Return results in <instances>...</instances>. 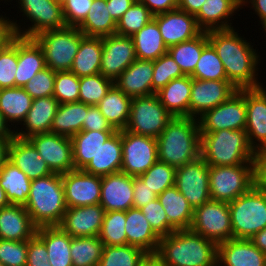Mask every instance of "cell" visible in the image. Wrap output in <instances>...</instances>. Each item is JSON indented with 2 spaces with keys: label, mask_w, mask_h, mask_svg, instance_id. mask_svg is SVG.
Segmentation results:
<instances>
[{
  "label": "cell",
  "mask_w": 266,
  "mask_h": 266,
  "mask_svg": "<svg viewBox=\"0 0 266 266\" xmlns=\"http://www.w3.org/2000/svg\"><path fill=\"white\" fill-rule=\"evenodd\" d=\"M79 81V102L89 106H97L114 85L113 80L101 73L80 77Z\"/></svg>",
  "instance_id": "49"
},
{
  "label": "cell",
  "mask_w": 266,
  "mask_h": 266,
  "mask_svg": "<svg viewBox=\"0 0 266 266\" xmlns=\"http://www.w3.org/2000/svg\"><path fill=\"white\" fill-rule=\"evenodd\" d=\"M174 185L193 209L211 200L209 166L201 157L176 168Z\"/></svg>",
  "instance_id": "14"
},
{
  "label": "cell",
  "mask_w": 266,
  "mask_h": 266,
  "mask_svg": "<svg viewBox=\"0 0 266 266\" xmlns=\"http://www.w3.org/2000/svg\"><path fill=\"white\" fill-rule=\"evenodd\" d=\"M109 13L106 0H93L87 17L77 28L89 37L113 35L116 32V22Z\"/></svg>",
  "instance_id": "42"
},
{
  "label": "cell",
  "mask_w": 266,
  "mask_h": 266,
  "mask_svg": "<svg viewBox=\"0 0 266 266\" xmlns=\"http://www.w3.org/2000/svg\"><path fill=\"white\" fill-rule=\"evenodd\" d=\"M115 131H80L71 140L75 170H83Z\"/></svg>",
  "instance_id": "37"
},
{
  "label": "cell",
  "mask_w": 266,
  "mask_h": 266,
  "mask_svg": "<svg viewBox=\"0 0 266 266\" xmlns=\"http://www.w3.org/2000/svg\"><path fill=\"white\" fill-rule=\"evenodd\" d=\"M18 3L20 12H23L22 15L26 16L32 25L28 26V29L21 30L17 21L9 20L14 35L33 38L45 30L66 26L62 6L54 0H18Z\"/></svg>",
  "instance_id": "10"
},
{
  "label": "cell",
  "mask_w": 266,
  "mask_h": 266,
  "mask_svg": "<svg viewBox=\"0 0 266 266\" xmlns=\"http://www.w3.org/2000/svg\"><path fill=\"white\" fill-rule=\"evenodd\" d=\"M134 176L122 171L101 177L99 204L106 211H127L133 207Z\"/></svg>",
  "instance_id": "20"
},
{
  "label": "cell",
  "mask_w": 266,
  "mask_h": 266,
  "mask_svg": "<svg viewBox=\"0 0 266 266\" xmlns=\"http://www.w3.org/2000/svg\"><path fill=\"white\" fill-rule=\"evenodd\" d=\"M258 88L266 95V87L264 89L263 85L260 84Z\"/></svg>",
  "instance_id": "72"
},
{
  "label": "cell",
  "mask_w": 266,
  "mask_h": 266,
  "mask_svg": "<svg viewBox=\"0 0 266 266\" xmlns=\"http://www.w3.org/2000/svg\"><path fill=\"white\" fill-rule=\"evenodd\" d=\"M154 15L141 2L135 1L116 23L115 34L131 37L140 31Z\"/></svg>",
  "instance_id": "48"
},
{
  "label": "cell",
  "mask_w": 266,
  "mask_h": 266,
  "mask_svg": "<svg viewBox=\"0 0 266 266\" xmlns=\"http://www.w3.org/2000/svg\"><path fill=\"white\" fill-rule=\"evenodd\" d=\"M245 131L254 151L266 148V95L259 88L246 89Z\"/></svg>",
  "instance_id": "22"
},
{
  "label": "cell",
  "mask_w": 266,
  "mask_h": 266,
  "mask_svg": "<svg viewBox=\"0 0 266 266\" xmlns=\"http://www.w3.org/2000/svg\"><path fill=\"white\" fill-rule=\"evenodd\" d=\"M132 37L136 57L139 60L155 61L167 53L157 22L152 19Z\"/></svg>",
  "instance_id": "38"
},
{
  "label": "cell",
  "mask_w": 266,
  "mask_h": 266,
  "mask_svg": "<svg viewBox=\"0 0 266 266\" xmlns=\"http://www.w3.org/2000/svg\"><path fill=\"white\" fill-rule=\"evenodd\" d=\"M253 175L254 186L266 190V148L255 151Z\"/></svg>",
  "instance_id": "60"
},
{
  "label": "cell",
  "mask_w": 266,
  "mask_h": 266,
  "mask_svg": "<svg viewBox=\"0 0 266 266\" xmlns=\"http://www.w3.org/2000/svg\"><path fill=\"white\" fill-rule=\"evenodd\" d=\"M132 98L113 85L97 107L116 131L124 130L129 119Z\"/></svg>",
  "instance_id": "36"
},
{
  "label": "cell",
  "mask_w": 266,
  "mask_h": 266,
  "mask_svg": "<svg viewBox=\"0 0 266 266\" xmlns=\"http://www.w3.org/2000/svg\"><path fill=\"white\" fill-rule=\"evenodd\" d=\"M132 245L104 246L98 266H138L147 255Z\"/></svg>",
  "instance_id": "45"
},
{
  "label": "cell",
  "mask_w": 266,
  "mask_h": 266,
  "mask_svg": "<svg viewBox=\"0 0 266 266\" xmlns=\"http://www.w3.org/2000/svg\"><path fill=\"white\" fill-rule=\"evenodd\" d=\"M36 231L25 206L10 204L0 209V239L25 241L33 238Z\"/></svg>",
  "instance_id": "26"
},
{
  "label": "cell",
  "mask_w": 266,
  "mask_h": 266,
  "mask_svg": "<svg viewBox=\"0 0 266 266\" xmlns=\"http://www.w3.org/2000/svg\"><path fill=\"white\" fill-rule=\"evenodd\" d=\"M11 140H0V170L8 160V148Z\"/></svg>",
  "instance_id": "70"
},
{
  "label": "cell",
  "mask_w": 266,
  "mask_h": 266,
  "mask_svg": "<svg viewBox=\"0 0 266 266\" xmlns=\"http://www.w3.org/2000/svg\"><path fill=\"white\" fill-rule=\"evenodd\" d=\"M158 161L175 168L200 157L199 121L192 117H173L157 137Z\"/></svg>",
  "instance_id": "3"
},
{
  "label": "cell",
  "mask_w": 266,
  "mask_h": 266,
  "mask_svg": "<svg viewBox=\"0 0 266 266\" xmlns=\"http://www.w3.org/2000/svg\"><path fill=\"white\" fill-rule=\"evenodd\" d=\"M143 3L155 16L178 9L179 0H137Z\"/></svg>",
  "instance_id": "62"
},
{
  "label": "cell",
  "mask_w": 266,
  "mask_h": 266,
  "mask_svg": "<svg viewBox=\"0 0 266 266\" xmlns=\"http://www.w3.org/2000/svg\"><path fill=\"white\" fill-rule=\"evenodd\" d=\"M59 102L54 96L37 98L32 101L23 124L26 131H14L18 138L27 139L32 135L50 132L53 118L58 109Z\"/></svg>",
  "instance_id": "27"
},
{
  "label": "cell",
  "mask_w": 266,
  "mask_h": 266,
  "mask_svg": "<svg viewBox=\"0 0 266 266\" xmlns=\"http://www.w3.org/2000/svg\"><path fill=\"white\" fill-rule=\"evenodd\" d=\"M153 19L157 22L167 48L191 40L202 32L195 15L180 9L155 15Z\"/></svg>",
  "instance_id": "19"
},
{
  "label": "cell",
  "mask_w": 266,
  "mask_h": 266,
  "mask_svg": "<svg viewBox=\"0 0 266 266\" xmlns=\"http://www.w3.org/2000/svg\"><path fill=\"white\" fill-rule=\"evenodd\" d=\"M36 236L45 244L51 266H73L71 236L59 226L37 228Z\"/></svg>",
  "instance_id": "34"
},
{
  "label": "cell",
  "mask_w": 266,
  "mask_h": 266,
  "mask_svg": "<svg viewBox=\"0 0 266 266\" xmlns=\"http://www.w3.org/2000/svg\"><path fill=\"white\" fill-rule=\"evenodd\" d=\"M234 239H250L266 228V190L252 186L228 203Z\"/></svg>",
  "instance_id": "6"
},
{
  "label": "cell",
  "mask_w": 266,
  "mask_h": 266,
  "mask_svg": "<svg viewBox=\"0 0 266 266\" xmlns=\"http://www.w3.org/2000/svg\"><path fill=\"white\" fill-rule=\"evenodd\" d=\"M192 77L171 80L156 94L161 104L173 117H189V101L191 97Z\"/></svg>",
  "instance_id": "33"
},
{
  "label": "cell",
  "mask_w": 266,
  "mask_h": 266,
  "mask_svg": "<svg viewBox=\"0 0 266 266\" xmlns=\"http://www.w3.org/2000/svg\"><path fill=\"white\" fill-rule=\"evenodd\" d=\"M103 247L98 236L71 237L70 254L73 266H98Z\"/></svg>",
  "instance_id": "44"
},
{
  "label": "cell",
  "mask_w": 266,
  "mask_h": 266,
  "mask_svg": "<svg viewBox=\"0 0 266 266\" xmlns=\"http://www.w3.org/2000/svg\"><path fill=\"white\" fill-rule=\"evenodd\" d=\"M93 0H67L63 5L66 26L78 27L87 17Z\"/></svg>",
  "instance_id": "57"
},
{
  "label": "cell",
  "mask_w": 266,
  "mask_h": 266,
  "mask_svg": "<svg viewBox=\"0 0 266 266\" xmlns=\"http://www.w3.org/2000/svg\"><path fill=\"white\" fill-rule=\"evenodd\" d=\"M102 51L103 37L84 36L70 71L79 78L100 73Z\"/></svg>",
  "instance_id": "35"
},
{
  "label": "cell",
  "mask_w": 266,
  "mask_h": 266,
  "mask_svg": "<svg viewBox=\"0 0 266 266\" xmlns=\"http://www.w3.org/2000/svg\"><path fill=\"white\" fill-rule=\"evenodd\" d=\"M0 263L3 266H27V240L0 239Z\"/></svg>",
  "instance_id": "55"
},
{
  "label": "cell",
  "mask_w": 266,
  "mask_h": 266,
  "mask_svg": "<svg viewBox=\"0 0 266 266\" xmlns=\"http://www.w3.org/2000/svg\"><path fill=\"white\" fill-rule=\"evenodd\" d=\"M8 126L10 127L0 113V140H11L15 136V130H11Z\"/></svg>",
  "instance_id": "68"
},
{
  "label": "cell",
  "mask_w": 266,
  "mask_h": 266,
  "mask_svg": "<svg viewBox=\"0 0 266 266\" xmlns=\"http://www.w3.org/2000/svg\"><path fill=\"white\" fill-rule=\"evenodd\" d=\"M254 155L245 129L200 133V157L208 166L253 165Z\"/></svg>",
  "instance_id": "4"
},
{
  "label": "cell",
  "mask_w": 266,
  "mask_h": 266,
  "mask_svg": "<svg viewBox=\"0 0 266 266\" xmlns=\"http://www.w3.org/2000/svg\"><path fill=\"white\" fill-rule=\"evenodd\" d=\"M49 263L45 244L36 235L27 240V266H41Z\"/></svg>",
  "instance_id": "58"
},
{
  "label": "cell",
  "mask_w": 266,
  "mask_h": 266,
  "mask_svg": "<svg viewBox=\"0 0 266 266\" xmlns=\"http://www.w3.org/2000/svg\"><path fill=\"white\" fill-rule=\"evenodd\" d=\"M158 161L157 138L122 130L121 171L130 176L145 173Z\"/></svg>",
  "instance_id": "13"
},
{
  "label": "cell",
  "mask_w": 266,
  "mask_h": 266,
  "mask_svg": "<svg viewBox=\"0 0 266 266\" xmlns=\"http://www.w3.org/2000/svg\"><path fill=\"white\" fill-rule=\"evenodd\" d=\"M18 65V36L12 35L0 48V89L14 88Z\"/></svg>",
  "instance_id": "50"
},
{
  "label": "cell",
  "mask_w": 266,
  "mask_h": 266,
  "mask_svg": "<svg viewBox=\"0 0 266 266\" xmlns=\"http://www.w3.org/2000/svg\"><path fill=\"white\" fill-rule=\"evenodd\" d=\"M125 233L127 244L137 246L148 254H156L160 237L153 231L140 208L126 211Z\"/></svg>",
  "instance_id": "30"
},
{
  "label": "cell",
  "mask_w": 266,
  "mask_h": 266,
  "mask_svg": "<svg viewBox=\"0 0 266 266\" xmlns=\"http://www.w3.org/2000/svg\"><path fill=\"white\" fill-rule=\"evenodd\" d=\"M242 6H245V4L251 3V7L256 14L259 16V21L262 23L264 20H266V0H241Z\"/></svg>",
  "instance_id": "65"
},
{
  "label": "cell",
  "mask_w": 266,
  "mask_h": 266,
  "mask_svg": "<svg viewBox=\"0 0 266 266\" xmlns=\"http://www.w3.org/2000/svg\"><path fill=\"white\" fill-rule=\"evenodd\" d=\"M67 208L99 204L101 198V177L72 170L61 174Z\"/></svg>",
  "instance_id": "16"
},
{
  "label": "cell",
  "mask_w": 266,
  "mask_h": 266,
  "mask_svg": "<svg viewBox=\"0 0 266 266\" xmlns=\"http://www.w3.org/2000/svg\"><path fill=\"white\" fill-rule=\"evenodd\" d=\"M53 173L64 174L74 169L73 144L69 137L47 132L27 138Z\"/></svg>",
  "instance_id": "15"
},
{
  "label": "cell",
  "mask_w": 266,
  "mask_h": 266,
  "mask_svg": "<svg viewBox=\"0 0 266 266\" xmlns=\"http://www.w3.org/2000/svg\"><path fill=\"white\" fill-rule=\"evenodd\" d=\"M153 70L154 61L136 59L114 81V85L130 98L153 95Z\"/></svg>",
  "instance_id": "25"
},
{
  "label": "cell",
  "mask_w": 266,
  "mask_h": 266,
  "mask_svg": "<svg viewBox=\"0 0 266 266\" xmlns=\"http://www.w3.org/2000/svg\"><path fill=\"white\" fill-rule=\"evenodd\" d=\"M237 90L228 80L192 78L189 117L198 119L206 111L225 102Z\"/></svg>",
  "instance_id": "18"
},
{
  "label": "cell",
  "mask_w": 266,
  "mask_h": 266,
  "mask_svg": "<svg viewBox=\"0 0 266 266\" xmlns=\"http://www.w3.org/2000/svg\"><path fill=\"white\" fill-rule=\"evenodd\" d=\"M153 231L161 238L169 235V221L158 199L140 208Z\"/></svg>",
  "instance_id": "56"
},
{
  "label": "cell",
  "mask_w": 266,
  "mask_h": 266,
  "mask_svg": "<svg viewBox=\"0 0 266 266\" xmlns=\"http://www.w3.org/2000/svg\"><path fill=\"white\" fill-rule=\"evenodd\" d=\"M137 59L132 37L118 34L103 37L100 73L113 81Z\"/></svg>",
  "instance_id": "17"
},
{
  "label": "cell",
  "mask_w": 266,
  "mask_h": 266,
  "mask_svg": "<svg viewBox=\"0 0 266 266\" xmlns=\"http://www.w3.org/2000/svg\"><path fill=\"white\" fill-rule=\"evenodd\" d=\"M126 211H109L105 213L100 240L104 246L127 245L125 233Z\"/></svg>",
  "instance_id": "46"
},
{
  "label": "cell",
  "mask_w": 266,
  "mask_h": 266,
  "mask_svg": "<svg viewBox=\"0 0 266 266\" xmlns=\"http://www.w3.org/2000/svg\"><path fill=\"white\" fill-rule=\"evenodd\" d=\"M198 121L200 133L245 129L246 89L237 90L225 102L206 111Z\"/></svg>",
  "instance_id": "12"
},
{
  "label": "cell",
  "mask_w": 266,
  "mask_h": 266,
  "mask_svg": "<svg viewBox=\"0 0 266 266\" xmlns=\"http://www.w3.org/2000/svg\"><path fill=\"white\" fill-rule=\"evenodd\" d=\"M33 98L23 87L0 89V113L8 124L22 123L31 108Z\"/></svg>",
  "instance_id": "41"
},
{
  "label": "cell",
  "mask_w": 266,
  "mask_h": 266,
  "mask_svg": "<svg viewBox=\"0 0 266 266\" xmlns=\"http://www.w3.org/2000/svg\"><path fill=\"white\" fill-rule=\"evenodd\" d=\"M261 252L266 254V228L249 239Z\"/></svg>",
  "instance_id": "67"
},
{
  "label": "cell",
  "mask_w": 266,
  "mask_h": 266,
  "mask_svg": "<svg viewBox=\"0 0 266 266\" xmlns=\"http://www.w3.org/2000/svg\"><path fill=\"white\" fill-rule=\"evenodd\" d=\"M87 105L82 102L59 104L50 132L72 138L82 131Z\"/></svg>",
  "instance_id": "40"
},
{
  "label": "cell",
  "mask_w": 266,
  "mask_h": 266,
  "mask_svg": "<svg viewBox=\"0 0 266 266\" xmlns=\"http://www.w3.org/2000/svg\"><path fill=\"white\" fill-rule=\"evenodd\" d=\"M56 72L50 68L39 71L24 86V90L34 99L53 96Z\"/></svg>",
  "instance_id": "54"
},
{
  "label": "cell",
  "mask_w": 266,
  "mask_h": 266,
  "mask_svg": "<svg viewBox=\"0 0 266 266\" xmlns=\"http://www.w3.org/2000/svg\"><path fill=\"white\" fill-rule=\"evenodd\" d=\"M206 0H179L178 9L196 15Z\"/></svg>",
  "instance_id": "64"
},
{
  "label": "cell",
  "mask_w": 266,
  "mask_h": 266,
  "mask_svg": "<svg viewBox=\"0 0 266 266\" xmlns=\"http://www.w3.org/2000/svg\"><path fill=\"white\" fill-rule=\"evenodd\" d=\"M138 266H166L156 254H147Z\"/></svg>",
  "instance_id": "69"
},
{
  "label": "cell",
  "mask_w": 266,
  "mask_h": 266,
  "mask_svg": "<svg viewBox=\"0 0 266 266\" xmlns=\"http://www.w3.org/2000/svg\"><path fill=\"white\" fill-rule=\"evenodd\" d=\"M0 15V48L10 39L13 35L9 18Z\"/></svg>",
  "instance_id": "66"
},
{
  "label": "cell",
  "mask_w": 266,
  "mask_h": 266,
  "mask_svg": "<svg viewBox=\"0 0 266 266\" xmlns=\"http://www.w3.org/2000/svg\"><path fill=\"white\" fill-rule=\"evenodd\" d=\"M25 209L37 228L58 226L67 209L61 174L31 180Z\"/></svg>",
  "instance_id": "5"
},
{
  "label": "cell",
  "mask_w": 266,
  "mask_h": 266,
  "mask_svg": "<svg viewBox=\"0 0 266 266\" xmlns=\"http://www.w3.org/2000/svg\"><path fill=\"white\" fill-rule=\"evenodd\" d=\"M8 160L25 173L30 180L53 173L28 139L16 136L11 139L8 148Z\"/></svg>",
  "instance_id": "24"
},
{
  "label": "cell",
  "mask_w": 266,
  "mask_h": 266,
  "mask_svg": "<svg viewBox=\"0 0 266 266\" xmlns=\"http://www.w3.org/2000/svg\"><path fill=\"white\" fill-rule=\"evenodd\" d=\"M185 76L180 66L168 54L161 55L154 61L152 90L156 94L171 80Z\"/></svg>",
  "instance_id": "52"
},
{
  "label": "cell",
  "mask_w": 266,
  "mask_h": 266,
  "mask_svg": "<svg viewBox=\"0 0 266 266\" xmlns=\"http://www.w3.org/2000/svg\"><path fill=\"white\" fill-rule=\"evenodd\" d=\"M10 205L9 200L7 199L6 192L0 186V209Z\"/></svg>",
  "instance_id": "71"
},
{
  "label": "cell",
  "mask_w": 266,
  "mask_h": 266,
  "mask_svg": "<svg viewBox=\"0 0 266 266\" xmlns=\"http://www.w3.org/2000/svg\"><path fill=\"white\" fill-rule=\"evenodd\" d=\"M54 1L62 6L67 0H54Z\"/></svg>",
  "instance_id": "73"
},
{
  "label": "cell",
  "mask_w": 266,
  "mask_h": 266,
  "mask_svg": "<svg viewBox=\"0 0 266 266\" xmlns=\"http://www.w3.org/2000/svg\"><path fill=\"white\" fill-rule=\"evenodd\" d=\"M190 229L217 245L233 239L228 202L210 200L195 208Z\"/></svg>",
  "instance_id": "11"
},
{
  "label": "cell",
  "mask_w": 266,
  "mask_h": 266,
  "mask_svg": "<svg viewBox=\"0 0 266 266\" xmlns=\"http://www.w3.org/2000/svg\"><path fill=\"white\" fill-rule=\"evenodd\" d=\"M208 41L214 47L224 66L228 81L238 90L258 88L260 56L252 43L238 35L235 28L207 31Z\"/></svg>",
  "instance_id": "1"
},
{
  "label": "cell",
  "mask_w": 266,
  "mask_h": 266,
  "mask_svg": "<svg viewBox=\"0 0 266 266\" xmlns=\"http://www.w3.org/2000/svg\"><path fill=\"white\" fill-rule=\"evenodd\" d=\"M217 266H266V254L248 239H229L217 245Z\"/></svg>",
  "instance_id": "23"
},
{
  "label": "cell",
  "mask_w": 266,
  "mask_h": 266,
  "mask_svg": "<svg viewBox=\"0 0 266 266\" xmlns=\"http://www.w3.org/2000/svg\"><path fill=\"white\" fill-rule=\"evenodd\" d=\"M136 0H106L110 16L117 23Z\"/></svg>",
  "instance_id": "63"
},
{
  "label": "cell",
  "mask_w": 266,
  "mask_h": 266,
  "mask_svg": "<svg viewBox=\"0 0 266 266\" xmlns=\"http://www.w3.org/2000/svg\"><path fill=\"white\" fill-rule=\"evenodd\" d=\"M156 255L166 266H217V244L191 229L161 237Z\"/></svg>",
  "instance_id": "2"
},
{
  "label": "cell",
  "mask_w": 266,
  "mask_h": 266,
  "mask_svg": "<svg viewBox=\"0 0 266 266\" xmlns=\"http://www.w3.org/2000/svg\"><path fill=\"white\" fill-rule=\"evenodd\" d=\"M133 191V207L135 208H142L157 199V195L138 176L134 177Z\"/></svg>",
  "instance_id": "61"
},
{
  "label": "cell",
  "mask_w": 266,
  "mask_h": 266,
  "mask_svg": "<svg viewBox=\"0 0 266 266\" xmlns=\"http://www.w3.org/2000/svg\"><path fill=\"white\" fill-rule=\"evenodd\" d=\"M209 43L207 31H202L195 38L173 45L167 53L180 66L185 75H191L197 65L203 48Z\"/></svg>",
  "instance_id": "43"
},
{
  "label": "cell",
  "mask_w": 266,
  "mask_h": 266,
  "mask_svg": "<svg viewBox=\"0 0 266 266\" xmlns=\"http://www.w3.org/2000/svg\"><path fill=\"white\" fill-rule=\"evenodd\" d=\"M105 213L100 204L67 208L58 226L71 237L99 236Z\"/></svg>",
  "instance_id": "21"
},
{
  "label": "cell",
  "mask_w": 266,
  "mask_h": 266,
  "mask_svg": "<svg viewBox=\"0 0 266 266\" xmlns=\"http://www.w3.org/2000/svg\"><path fill=\"white\" fill-rule=\"evenodd\" d=\"M43 50L34 38L18 36V65L15 87H23L39 71L45 69Z\"/></svg>",
  "instance_id": "29"
},
{
  "label": "cell",
  "mask_w": 266,
  "mask_h": 266,
  "mask_svg": "<svg viewBox=\"0 0 266 266\" xmlns=\"http://www.w3.org/2000/svg\"><path fill=\"white\" fill-rule=\"evenodd\" d=\"M239 8H243L241 0H206L195 19L202 31L231 29L234 27L228 21Z\"/></svg>",
  "instance_id": "28"
},
{
  "label": "cell",
  "mask_w": 266,
  "mask_h": 266,
  "mask_svg": "<svg viewBox=\"0 0 266 266\" xmlns=\"http://www.w3.org/2000/svg\"><path fill=\"white\" fill-rule=\"evenodd\" d=\"M190 76L201 80H228L222 61L210 43L203 48L196 68Z\"/></svg>",
  "instance_id": "47"
},
{
  "label": "cell",
  "mask_w": 266,
  "mask_h": 266,
  "mask_svg": "<svg viewBox=\"0 0 266 266\" xmlns=\"http://www.w3.org/2000/svg\"><path fill=\"white\" fill-rule=\"evenodd\" d=\"M84 36L77 27L65 26L60 29L45 30L33 38L43 50L47 68L56 72L71 70L80 41Z\"/></svg>",
  "instance_id": "7"
},
{
  "label": "cell",
  "mask_w": 266,
  "mask_h": 266,
  "mask_svg": "<svg viewBox=\"0 0 266 266\" xmlns=\"http://www.w3.org/2000/svg\"><path fill=\"white\" fill-rule=\"evenodd\" d=\"M172 118L157 94L135 97L132 98L130 115L124 130L157 138Z\"/></svg>",
  "instance_id": "8"
},
{
  "label": "cell",
  "mask_w": 266,
  "mask_h": 266,
  "mask_svg": "<svg viewBox=\"0 0 266 266\" xmlns=\"http://www.w3.org/2000/svg\"><path fill=\"white\" fill-rule=\"evenodd\" d=\"M261 25H262V28L264 29L263 31H265V33H266V20H264V21L261 23Z\"/></svg>",
  "instance_id": "74"
},
{
  "label": "cell",
  "mask_w": 266,
  "mask_h": 266,
  "mask_svg": "<svg viewBox=\"0 0 266 266\" xmlns=\"http://www.w3.org/2000/svg\"><path fill=\"white\" fill-rule=\"evenodd\" d=\"M176 168L161 161L153 164L145 173L138 177L156 195L161 194L167 188L175 184Z\"/></svg>",
  "instance_id": "51"
},
{
  "label": "cell",
  "mask_w": 266,
  "mask_h": 266,
  "mask_svg": "<svg viewBox=\"0 0 266 266\" xmlns=\"http://www.w3.org/2000/svg\"><path fill=\"white\" fill-rule=\"evenodd\" d=\"M31 180L9 160L0 170V186L10 204L25 206L30 194Z\"/></svg>",
  "instance_id": "39"
},
{
  "label": "cell",
  "mask_w": 266,
  "mask_h": 266,
  "mask_svg": "<svg viewBox=\"0 0 266 266\" xmlns=\"http://www.w3.org/2000/svg\"><path fill=\"white\" fill-rule=\"evenodd\" d=\"M82 131H116L107 122L97 106L87 105V114L83 120Z\"/></svg>",
  "instance_id": "59"
},
{
  "label": "cell",
  "mask_w": 266,
  "mask_h": 266,
  "mask_svg": "<svg viewBox=\"0 0 266 266\" xmlns=\"http://www.w3.org/2000/svg\"><path fill=\"white\" fill-rule=\"evenodd\" d=\"M80 81L71 71H56L53 96L59 104L79 101Z\"/></svg>",
  "instance_id": "53"
},
{
  "label": "cell",
  "mask_w": 266,
  "mask_h": 266,
  "mask_svg": "<svg viewBox=\"0 0 266 266\" xmlns=\"http://www.w3.org/2000/svg\"><path fill=\"white\" fill-rule=\"evenodd\" d=\"M157 199L166 212L169 234L176 230L190 229L194 209L175 185L157 195Z\"/></svg>",
  "instance_id": "32"
},
{
  "label": "cell",
  "mask_w": 266,
  "mask_h": 266,
  "mask_svg": "<svg viewBox=\"0 0 266 266\" xmlns=\"http://www.w3.org/2000/svg\"><path fill=\"white\" fill-rule=\"evenodd\" d=\"M254 186L253 165L209 166L210 198L231 202Z\"/></svg>",
  "instance_id": "9"
},
{
  "label": "cell",
  "mask_w": 266,
  "mask_h": 266,
  "mask_svg": "<svg viewBox=\"0 0 266 266\" xmlns=\"http://www.w3.org/2000/svg\"><path fill=\"white\" fill-rule=\"evenodd\" d=\"M122 166V130L115 131L100 147L84 172L106 176L121 171Z\"/></svg>",
  "instance_id": "31"
}]
</instances>
